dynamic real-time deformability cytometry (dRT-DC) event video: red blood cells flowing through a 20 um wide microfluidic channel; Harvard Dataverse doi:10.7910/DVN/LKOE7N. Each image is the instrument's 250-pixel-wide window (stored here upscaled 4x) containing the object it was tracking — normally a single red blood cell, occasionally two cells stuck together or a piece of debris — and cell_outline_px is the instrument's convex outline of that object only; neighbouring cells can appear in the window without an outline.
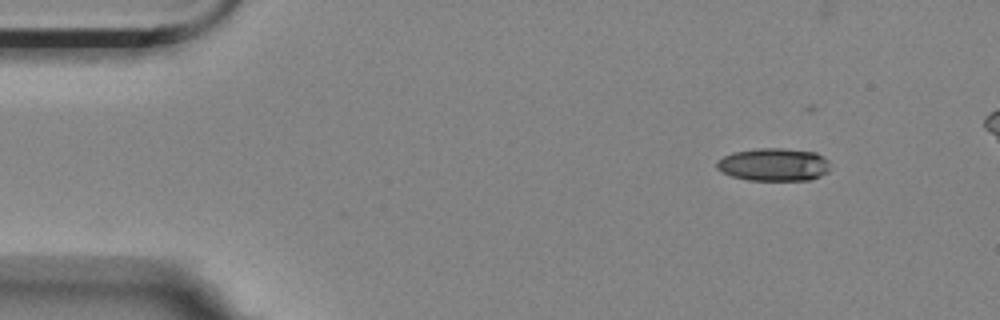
{"species": "Egyptian fruit bat (a non-hibernating species)", "species_latin": "Rousettus aegyptiacus", "temperature_condition": "room temperature", "stored_images_in_passage": 43, "camera_frame_rate_fps": 3000, "um_per_image_px": 0.085, "animal": {"sex": "female"}, "frame": {"image": 1, "passage_image": 1, "time_ms": 0.0, "image_size_px": [1000, 320], "cell_outline_px": [[828, 172], [812, 180], [748, 180], [732, 176], [720, 172], [716, 168], [716, 160], [732, 152], [756, 148], [784, 148], [816, 152], [828, 160]], "centroid_in_image_um": [65.74, 13.98], "position_along_channel_um": 19.3, "area_um2": 21.96}}
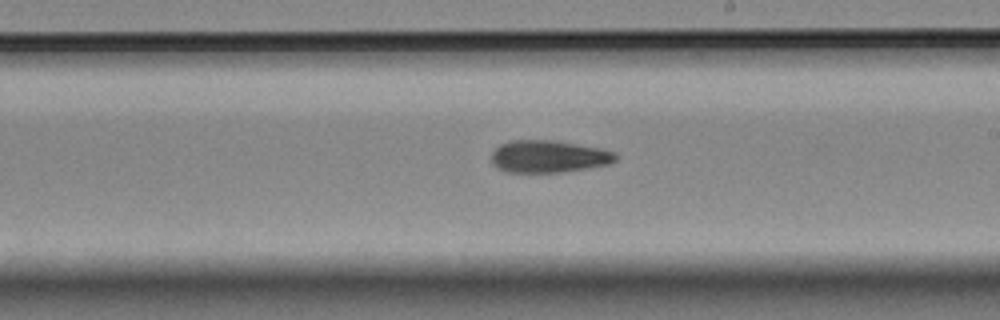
{"frame": {"image": 2, "passage_image": 27, "time_ms": 8.667, "image_size_px": [1000, 320], "cell_outline_px": [[616, 160], [608, 164], [560, 172], [508, 172], [496, 168], [492, 164], [492, 152], [500, 144], [508, 140], [552, 140], [600, 148], [616, 152]], "centroid_in_image_um": [46.58, 13.29], "position_along_channel_um": 242.4, "area_um2": 23.24}}
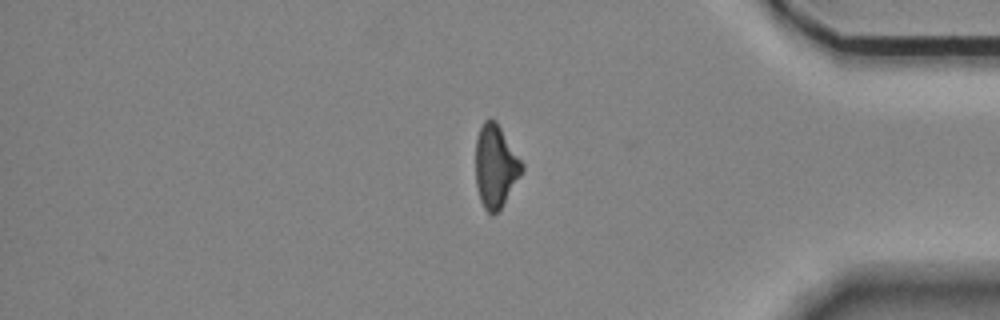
{"frame": {"image": 3, "passage_image": 42, "time_ms": 13.667, "image_size_px": [1000, 320], "cell_outline_px": [[524, 168], [520, 176], [504, 204], [492, 216], [484, 208], [480, 200], [476, 184], [476, 140], [480, 128], [484, 120], [488, 116], [496, 120], [524, 164]], "centroid_in_image_um": [42.12, 14.11], "position_along_channel_um": 393.1, "area_um2": 22.43}, "authors_computed_cell_mechanics": {"area_um2": 23.2934, "velocity_mm_per_s": 3.5178, "shape_relaxation_time_tau1_ms": null, "shape_relaxation_time_tau2_ms": 5.0128, "deformation_change_tau1": null, "deformation_change_tau2": 0.1482}}